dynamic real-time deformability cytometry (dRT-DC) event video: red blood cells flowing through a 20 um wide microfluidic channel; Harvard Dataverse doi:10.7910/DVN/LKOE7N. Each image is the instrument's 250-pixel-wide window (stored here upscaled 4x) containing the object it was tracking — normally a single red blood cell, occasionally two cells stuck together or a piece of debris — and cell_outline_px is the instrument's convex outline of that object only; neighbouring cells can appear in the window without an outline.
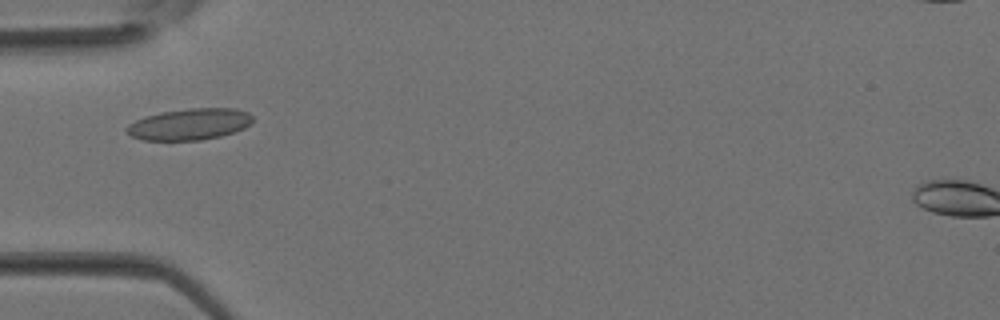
{"species": "Egyptian fruit bat (a non-hibernating species)", "species_latin": "Rousettus aegyptiacus", "temperature_condition": "room temperature", "stored_images_in_passage": 3, "camera_frame_rate_fps": 3000, "um_per_image_px": 0.085, "animal": {"sex": "female"}, "frame": {"image": 1, "passage_image": 3, "time_ms": 0.667, "image_size_px": [1000, 320], "cell_outline_px": [[252, 120], [244, 128], [220, 136], [200, 140], [144, 140], [132, 136], [124, 132], [124, 128], [128, 124], [144, 116], [160, 112], [188, 108], [236, 108], [248, 112], [252, 116]], "centroid_in_image_um": [16.06, 10.55], "position_along_channel_um": 68.9, "area_um2": 23.12}}